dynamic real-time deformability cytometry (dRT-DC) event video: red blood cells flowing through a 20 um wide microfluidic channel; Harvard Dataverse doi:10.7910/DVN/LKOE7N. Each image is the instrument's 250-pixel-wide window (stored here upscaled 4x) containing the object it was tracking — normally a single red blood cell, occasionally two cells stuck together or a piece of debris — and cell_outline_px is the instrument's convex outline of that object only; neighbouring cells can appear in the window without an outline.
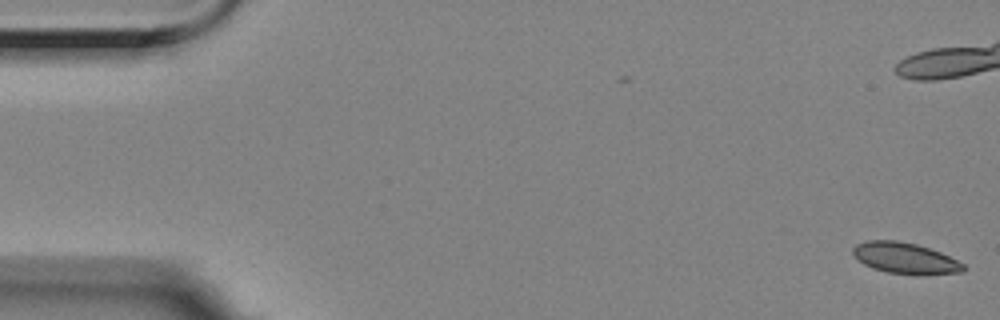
{"species": "Egyptian fruit bat (a non-hibernating species)", "species_latin": "Rousettus aegyptiacus", "temperature_condition": "room temperature", "stored_images_in_passage": 14, "camera_frame_rate_fps": 3000, "um_per_image_px": 0.085, "animal": {"sex": "female"}, "frame": {"image": 1, "passage_image": 1, "time_ms": 0.0, "image_size_px": [1000, 320], "cell_outline_px": [[968, 268], [964, 272], [916, 276], [888, 272], [872, 268], [864, 264], [852, 252], [852, 248], [856, 244], [868, 240], [896, 240], [916, 244], [940, 252], [964, 264]], "centroid_in_image_um": [76.97, 21.96], "position_along_channel_um": 8.0, "area_um2": 20.17}}